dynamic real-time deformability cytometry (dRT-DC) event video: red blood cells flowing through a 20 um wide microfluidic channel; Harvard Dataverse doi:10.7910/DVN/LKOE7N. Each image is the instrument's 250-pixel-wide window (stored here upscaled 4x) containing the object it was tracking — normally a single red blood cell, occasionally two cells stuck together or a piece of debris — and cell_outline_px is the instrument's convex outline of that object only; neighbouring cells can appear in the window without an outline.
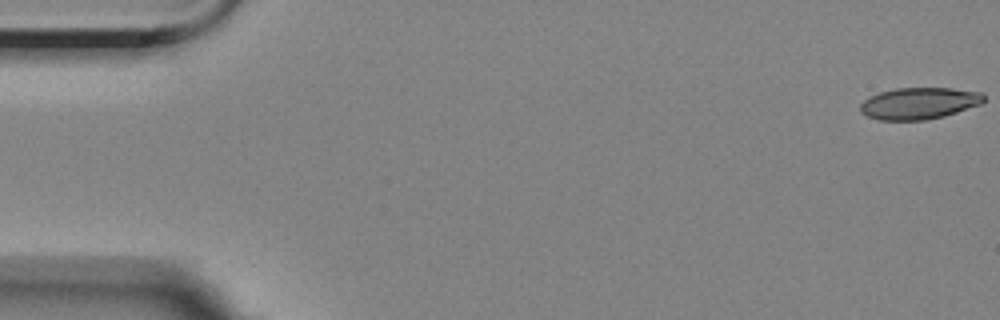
{"species": "Egyptian fruit bat (a non-hibernating species)", "species_latin": "Rousettus aegyptiacus", "temperature_condition": "room temperature", "stored_images_in_passage": 56, "camera_frame_rate_fps": 3000, "um_per_image_px": 0.085, "animal": {"sex": "female"}, "frame": {"image": 1, "passage_image": 1, "time_ms": 0.0, "image_size_px": [1000, 320], "cell_outline_px": [[984, 100], [980, 104], [944, 116], [928, 120], [880, 120], [868, 116], [860, 112], [860, 104], [864, 100], [880, 92], [896, 88], [952, 88], [980, 92], [984, 96]], "centroid_in_image_um": [78.11, 8.78], "position_along_channel_um": 6.9, "area_um2": 22.66}}
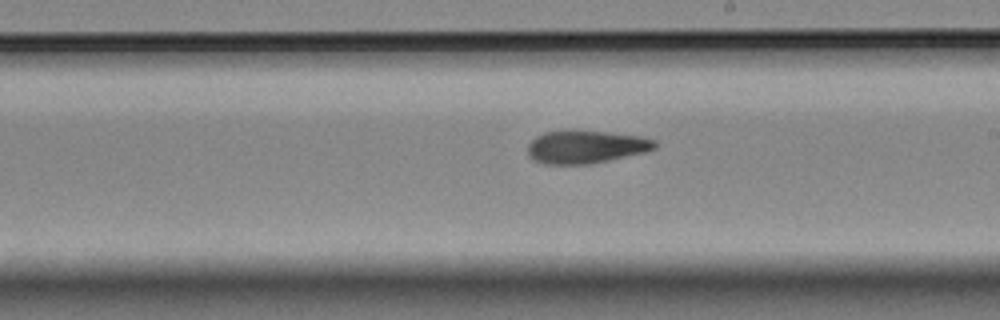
{"frame": {"image": 2, "passage_image": 32, "time_ms": 10.333, "image_size_px": [1000, 320], "cell_outline_px": [[656, 148], [644, 152], [588, 164], [544, 164], [532, 160], [528, 156], [528, 144], [536, 136], [544, 132], [564, 128], [568, 128], [608, 132], [640, 136], [656, 140]], "centroid_in_image_um": [49.73, 12.45], "position_along_channel_um": 239.3, "area_um2": 24.85}}
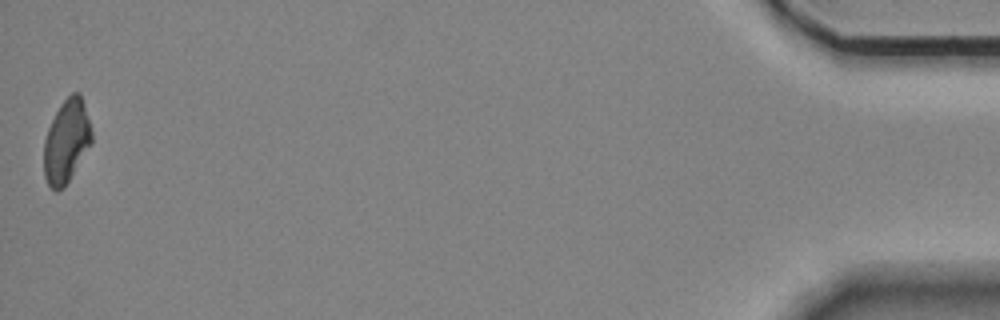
{"frame": {"image": 3, "passage_image": 56, "time_ms": 18.333, "image_size_px": [1000, 320], "cell_outline_px": [[92, 144], [64, 188], [56, 192], [48, 184], [44, 176], [44, 140], [48, 128], [60, 104], [72, 92], [80, 92], [92, 132]], "centroid_in_image_um": [5.65, 12.03], "position_along_channel_um": 429.6, "area_um2": 23.18}, "authors_computed_cell_mechanics": {"area_um2": 24.5072, "velocity_mm_per_s": 3.5486, "shape_relaxation_time_tau1_ms": null, "shape_relaxation_time_tau2_ms": 6.2965, "deformation_change_tau1": null, "deformation_change_tau2": 0.1212}}